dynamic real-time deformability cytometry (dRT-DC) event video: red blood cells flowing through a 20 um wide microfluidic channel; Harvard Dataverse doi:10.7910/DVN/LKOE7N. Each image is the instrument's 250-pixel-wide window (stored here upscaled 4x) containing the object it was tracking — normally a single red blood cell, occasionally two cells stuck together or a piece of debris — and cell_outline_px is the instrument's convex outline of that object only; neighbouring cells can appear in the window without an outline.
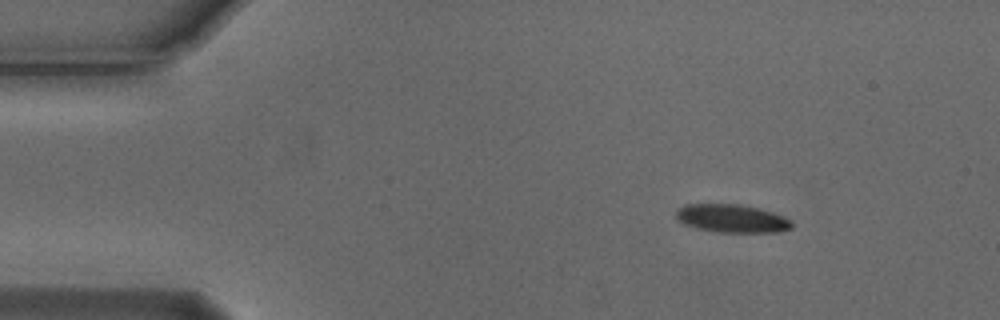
{"species": "Egyptian fruit bat (a non-hibernating species)", "species_latin": "Rousettus aegyptiacus", "temperature_condition": "cold", "stored_images_in_passage": 2, "camera_frame_rate_fps": 3000, "um_per_image_px": 0.085, "animal": {"sex": "male"}, "frame": {"image": 1, "passage_image": 2, "time_ms": 0.333, "image_size_px": [1000, 320], "cell_outline_px": [[792, 228], [776, 232], [716, 232], [696, 228], [684, 224], [676, 220], [676, 208], [684, 204], [740, 204], [772, 212], [792, 220]], "centroid_in_image_um": [62.16, 18.57], "position_along_channel_um": 22.8, "area_um2": 19.07}}